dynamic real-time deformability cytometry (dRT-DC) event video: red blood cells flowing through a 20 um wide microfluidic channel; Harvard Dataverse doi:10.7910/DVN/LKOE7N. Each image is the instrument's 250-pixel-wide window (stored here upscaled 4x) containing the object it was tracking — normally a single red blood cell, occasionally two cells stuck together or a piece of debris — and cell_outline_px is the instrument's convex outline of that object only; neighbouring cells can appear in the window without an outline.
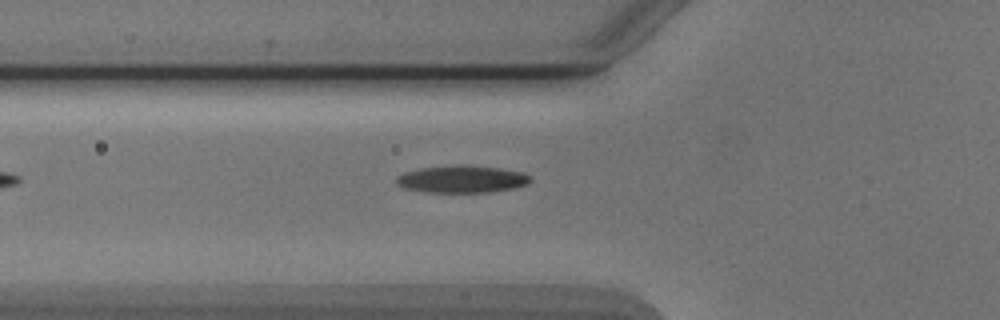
{"species": "Egyptian fruit bat (a non-hibernating species)", "species_latin": "Rousettus aegyptiacus", "temperature_condition": "cold", "stored_images_in_passage": 2, "camera_frame_rate_fps": 3000, "um_per_image_px": 0.085, "animal": {"sex": "male"}, "frame": {"image": 1, "passage_image": 2, "time_ms": 1.333, "image_size_px": [1000, 320], "cell_outline_px": [[532, 180], [528, 184], [512, 188], [488, 192], [424, 192], [404, 188], [396, 184], [396, 176], [404, 172], [420, 168], [456, 164], [464, 164], [496, 168], [524, 172], [532, 176]], "centroid_in_image_um": [39.25, 15.22], "position_along_channel_um": 86.6, "area_um2": 21.5}}